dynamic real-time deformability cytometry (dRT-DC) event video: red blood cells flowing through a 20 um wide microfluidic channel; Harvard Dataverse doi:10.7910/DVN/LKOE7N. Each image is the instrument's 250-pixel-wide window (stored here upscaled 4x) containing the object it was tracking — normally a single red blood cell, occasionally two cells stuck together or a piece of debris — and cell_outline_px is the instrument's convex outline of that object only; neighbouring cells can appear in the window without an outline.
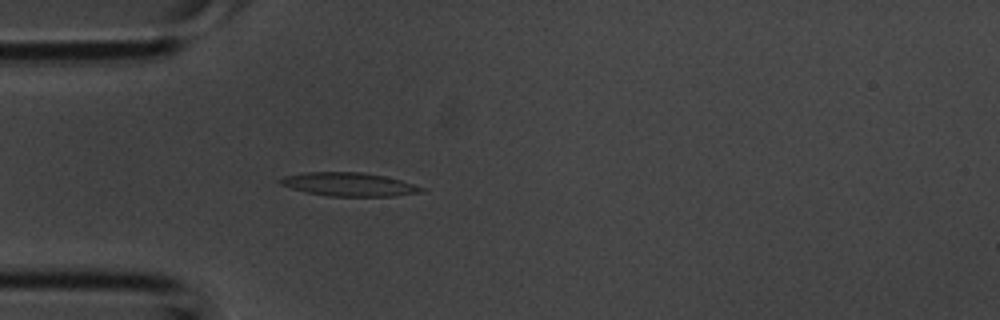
{"species": "common noctule bat (a hibernating species)", "species_latin": "Nyctalus noctula", "temperature_condition": "room temperature", "stored_images_in_passage": 38, "camera_frame_rate_fps": 3000, "um_per_image_px": 0.085, "animal": {"sex": "male", "body_mass_g": 20.1, "forearm_length_mm": 53.5}, "frame": {"image": 1, "passage_image": 10, "time_ms": 3.0, "image_size_px": [1000, 320], "cell_outline_px": [[424, 192], [392, 196], [328, 196], [308, 192], [292, 188], [280, 184], [276, 180], [284, 176], [304, 172], [364, 172], [384, 176], [400, 180], [424, 188]], "centroid_in_image_um": [29.63, 15.66], "position_along_channel_um": 55.4, "area_um2": 19.25}}
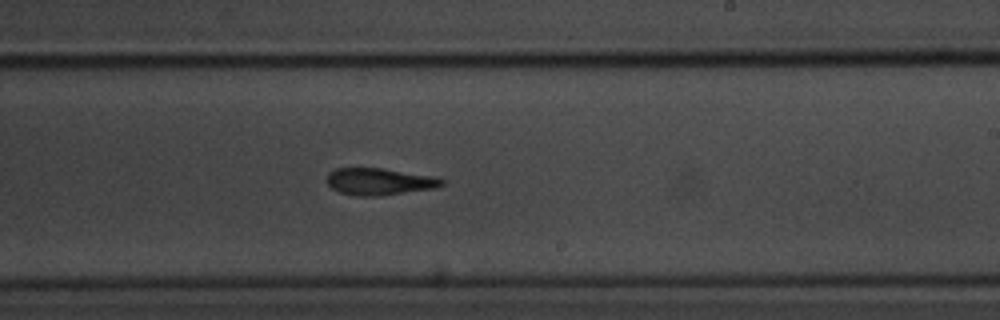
{"frame": {"image": 2, "passage_image": 22, "time_ms": 7.0, "image_size_px": [1000, 320], "cell_outline_px": [[444, 184], [432, 188], [380, 196], [356, 196], [340, 192], [332, 188], [324, 180], [328, 172], [336, 168], [384, 168], [432, 176], [444, 180]], "centroid_in_image_um": [32.17, 15.42], "position_along_channel_um": 256.8, "area_um2": 18.03}}
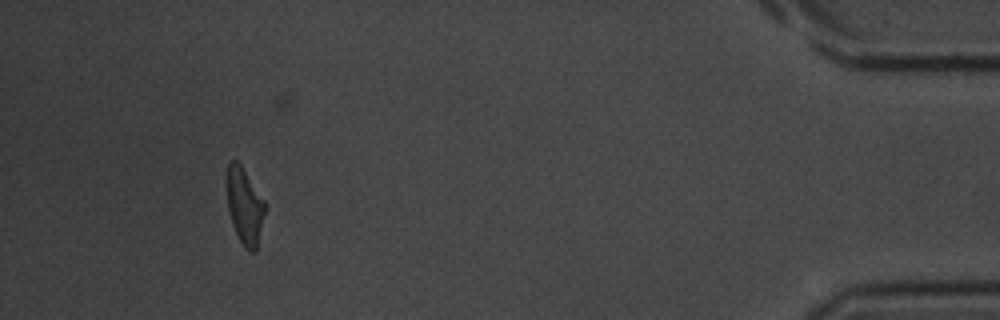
{"frame": {"image": 3, "passage_image": 35, "time_ms": 11.333, "image_size_px": [1000, 320], "cell_outline_px": [[264, 212], [256, 252], [248, 252], [244, 248], [232, 224], [228, 212], [228, 164], [232, 160], [236, 160], [240, 164], [264, 200]], "centroid_in_image_um": [20.79, 17.56], "position_along_channel_um": 414.4, "area_um2": 16.42}}